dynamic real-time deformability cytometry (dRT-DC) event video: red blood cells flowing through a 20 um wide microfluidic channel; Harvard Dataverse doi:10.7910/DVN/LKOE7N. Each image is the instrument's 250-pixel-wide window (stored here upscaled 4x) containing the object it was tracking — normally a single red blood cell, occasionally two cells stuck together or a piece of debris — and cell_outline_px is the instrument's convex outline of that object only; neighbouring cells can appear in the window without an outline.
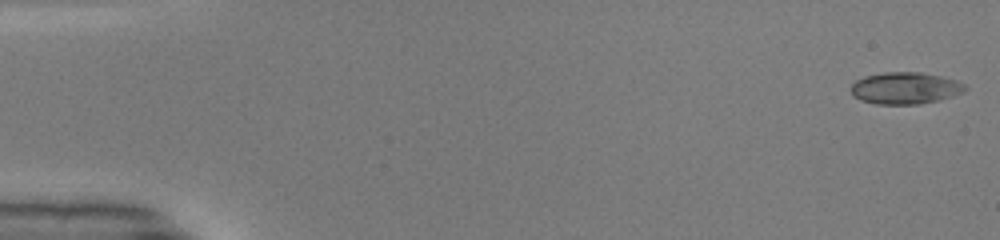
{"species": "common noctule bat (a hibernating species)", "species_latin": "Nyctalus noctula", "temperature_condition": "warm", "stored_images_in_passage": 49, "camera_frame_rate_fps": 3000, "um_per_image_px": 0.085, "animal": {"sex": "male", "body_mass_g": 19.0, "forearm_length_mm": 50.8}, "frame": {"image": 1, "passage_image": 1, "time_ms": 0.0, "image_size_px": [1000, 240], "cell_outline_px": [[968, 88], [964, 92], [940, 100], [920, 104], [876, 104], [860, 100], [852, 96], [852, 84], [856, 80], [864, 76], [884, 72], [920, 72], [940, 76], [956, 80], [964, 84]], "centroid_in_image_um": [76.94, 7.49], "position_along_channel_um": 8.1, "area_um2": 21.27}}
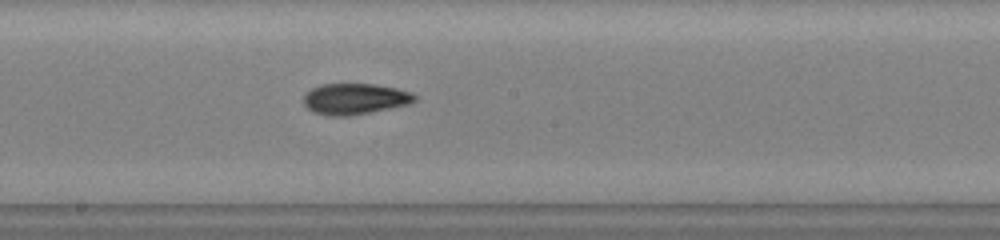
{"frame": {"image": 2, "passage_image": 27, "time_ms": 8.667, "image_size_px": [1000, 240], "cell_outline_px": [[416, 100], [408, 104], [348, 116], [332, 116], [312, 112], [304, 104], [304, 96], [312, 88], [320, 84], [372, 84], [396, 88], [412, 92], [416, 96]], "centroid_in_image_um": [30.15, 8.4], "position_along_channel_um": 218.1, "area_um2": 19.83}}
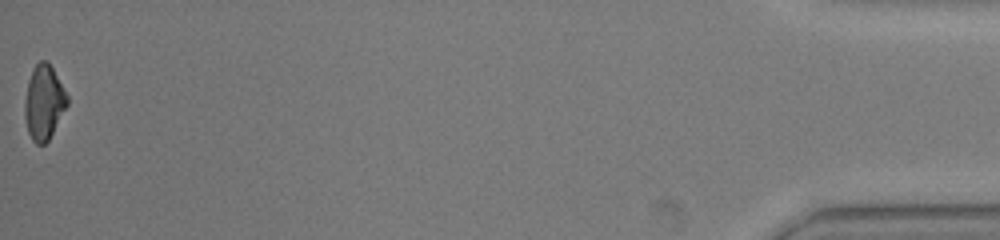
{"frame": {"image": 3, "passage_image": 49, "time_ms": 16.0, "image_size_px": [1000, 240], "cell_outline_px": [[68, 104], [48, 140], [44, 144], [36, 144], [32, 140], [28, 132], [24, 116], [24, 100], [28, 80], [32, 68], [40, 60], [48, 60], [68, 96]], "centroid_in_image_um": [3.71, 8.68], "position_along_channel_um": 431.5, "area_um2": 18.5}, "authors_computed_cell_mechanics": {"area_um2": 19.652, "velocity_mm_per_s": 4.179, "shape_relaxation_time_tau1_ms": 5.9905, "shape_relaxation_time_tau2_ms": 1.7336, "deformation_change_tau1": 0.2482, "deformation_change_tau2": 0.0693}}